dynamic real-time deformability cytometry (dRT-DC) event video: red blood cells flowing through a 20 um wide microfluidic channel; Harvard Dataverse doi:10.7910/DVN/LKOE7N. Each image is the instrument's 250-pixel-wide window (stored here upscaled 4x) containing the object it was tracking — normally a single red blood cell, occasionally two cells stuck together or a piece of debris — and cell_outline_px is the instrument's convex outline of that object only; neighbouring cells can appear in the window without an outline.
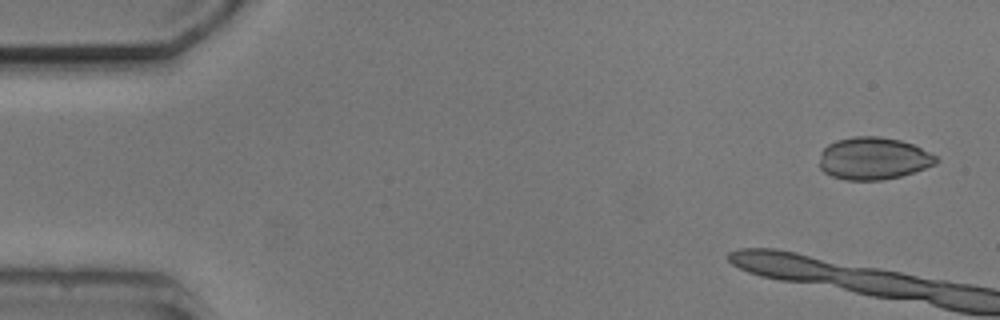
{"species": "common noctule bat (a hibernating species)", "species_latin": "Nyctalus noctula", "temperature_condition": "cold", "stored_images_in_passage": 5, "camera_frame_rate_fps": 3000, "um_per_image_px": 0.085, "animal": {"sex": "male", "body_mass_g": 20.5, "forearm_length_mm": 52.5}, "frame": {"image": 1, "passage_image": 1, "time_ms": 0.0, "image_size_px": [1000, 320], "cell_outline_px": [[940, 160], [936, 164], [900, 176], [880, 180], [844, 180], [832, 176], [824, 172], [820, 168], [820, 152], [828, 144], [836, 140], [852, 136], [876, 136], [900, 140], [912, 144], [936, 156]], "centroid_in_image_um": [74.21, 13.46], "position_along_channel_um": 10.8, "area_um2": 28.73}}